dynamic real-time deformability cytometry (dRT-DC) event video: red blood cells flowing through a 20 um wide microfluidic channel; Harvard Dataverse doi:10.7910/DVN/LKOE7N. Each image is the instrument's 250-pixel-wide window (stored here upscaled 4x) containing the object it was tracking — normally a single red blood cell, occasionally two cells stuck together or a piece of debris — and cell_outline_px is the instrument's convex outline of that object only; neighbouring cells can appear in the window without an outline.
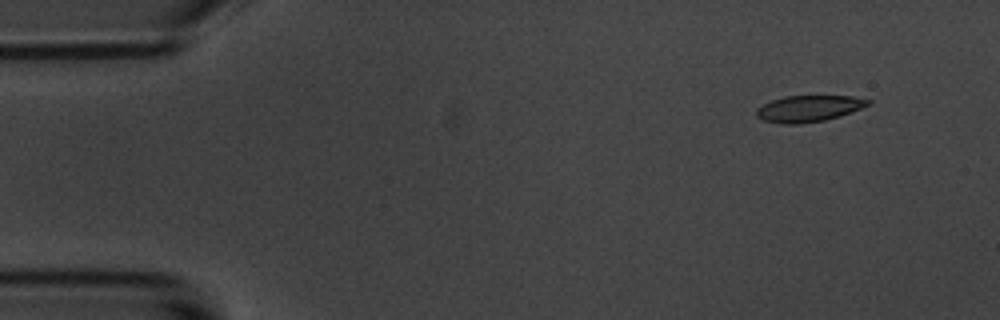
{"species": "common noctule bat (a hibernating species)", "species_latin": "Nyctalus noctula", "temperature_condition": "room temperature", "stored_images_in_passage": 4, "camera_frame_rate_fps": 3000, "um_per_image_px": 0.085, "animal": {"sex": "male", "body_mass_g": 20.1, "forearm_length_mm": 53.5}, "frame": {"image": 1, "passage_image": 1, "time_ms": 0.0, "image_size_px": [1000, 320], "cell_outline_px": [[872, 104], [840, 116], [824, 120], [800, 124], [780, 124], [764, 120], [756, 116], [756, 108], [772, 100], [784, 96], [852, 96], [872, 100]], "centroid_in_image_um": [68.75, 9.23], "position_along_channel_um": 16.2, "area_um2": 17.22}}
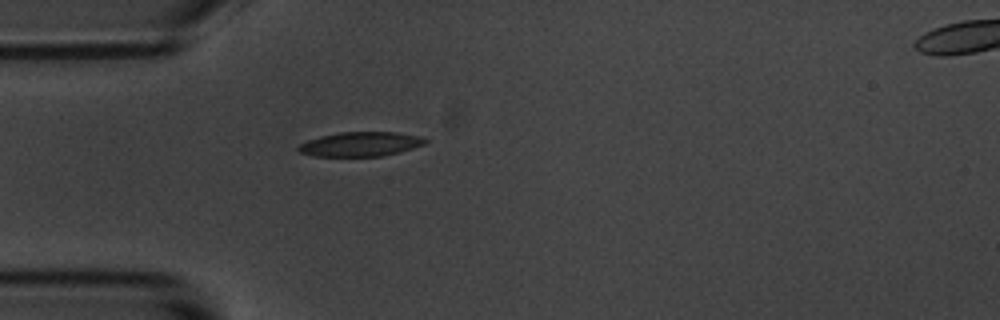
{"frame": {"image": 2, "passage_image": 4, "time_ms": 3.667, "image_size_px": [1000, 320], "cell_outline_px": [[428, 140], [424, 144], [400, 152], [384, 156], [312, 156], [300, 152], [296, 148], [300, 144], [308, 140], [320, 136], [340, 132], [396, 132], [420, 136]], "centroid_in_image_um": [30.64, 12.25], "position_along_channel_um": 54.4, "area_um2": 18.03}}